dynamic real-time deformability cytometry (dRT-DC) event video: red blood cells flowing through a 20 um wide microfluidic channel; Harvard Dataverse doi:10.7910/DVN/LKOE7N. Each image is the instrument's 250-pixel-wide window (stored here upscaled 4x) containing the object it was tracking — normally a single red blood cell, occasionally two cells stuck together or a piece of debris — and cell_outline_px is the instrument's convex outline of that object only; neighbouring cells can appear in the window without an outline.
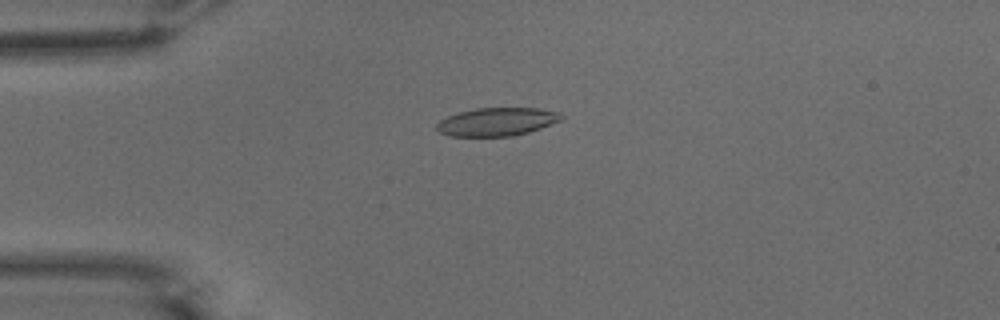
{"species": "common noctule bat (a hibernating species)", "species_latin": "Nyctalus noctula", "temperature_condition": "warm", "stored_images_in_passage": 44, "camera_frame_rate_fps": 3000, "um_per_image_px": 0.085, "animal": {"sex": "male", "body_mass_g": 15.6}, "frame": {"image": 1, "passage_image": 5, "time_ms": 1.333, "image_size_px": [1000, 320], "cell_outline_px": [[564, 116], [560, 120], [540, 128], [528, 132], [512, 136], [448, 136], [440, 132], [436, 128], [436, 124], [440, 120], [448, 116], [460, 112], [476, 108], [540, 108], [560, 112]], "centroid_in_image_um": [42.24, 10.35], "position_along_channel_um": 42.8, "area_um2": 20.4}}
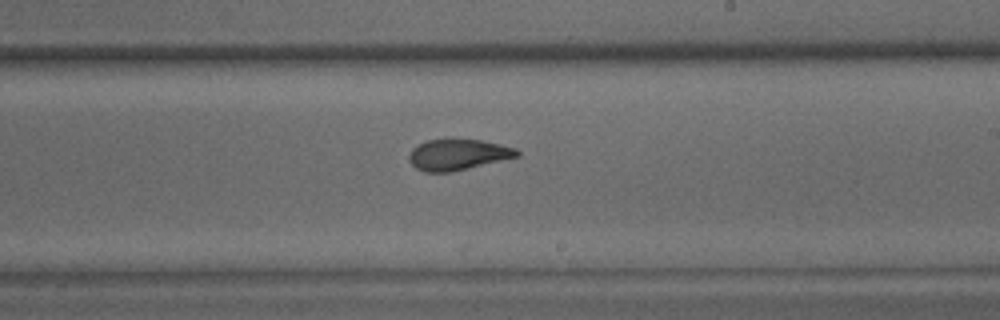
{"frame": {"image": 2, "passage_image": 23, "time_ms": 7.333, "image_size_px": [1000, 320], "cell_outline_px": [[520, 156], [452, 172], [424, 172], [416, 168], [408, 160], [408, 156], [412, 148], [428, 140], [480, 140], [500, 144], [516, 148], [520, 152]], "centroid_in_image_um": [38.93, 13.16], "position_along_channel_um": 250.1, "area_um2": 19.31}}
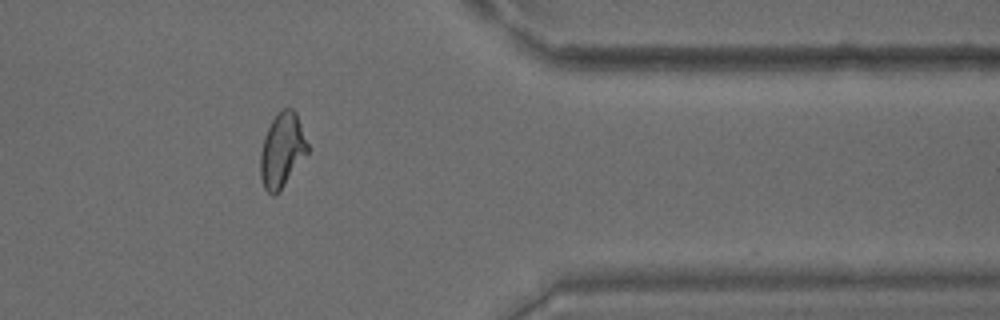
{"frame": {"image": 3, "passage_image": 35, "time_ms": 11.333, "image_size_px": [1000, 320], "cell_outline_px": [[308, 152], [280, 192], [272, 196], [264, 188], [260, 176], [260, 152], [264, 136], [276, 112], [280, 108], [292, 108], [296, 112], [308, 144]], "centroid_in_image_um": [23.96, 12.77], "position_along_channel_um": 387.4, "area_um2": 20.63}, "authors_computed_cell_mechanics": {"area_um2": 20.3745, "velocity_mm_per_s": 3.8283, "shape_relaxation_time_tau1_ms": null, "shape_relaxation_time_tau2_ms": 1.7311, "deformation_change_tau1": null, "deformation_change_tau2": 0.0763}}